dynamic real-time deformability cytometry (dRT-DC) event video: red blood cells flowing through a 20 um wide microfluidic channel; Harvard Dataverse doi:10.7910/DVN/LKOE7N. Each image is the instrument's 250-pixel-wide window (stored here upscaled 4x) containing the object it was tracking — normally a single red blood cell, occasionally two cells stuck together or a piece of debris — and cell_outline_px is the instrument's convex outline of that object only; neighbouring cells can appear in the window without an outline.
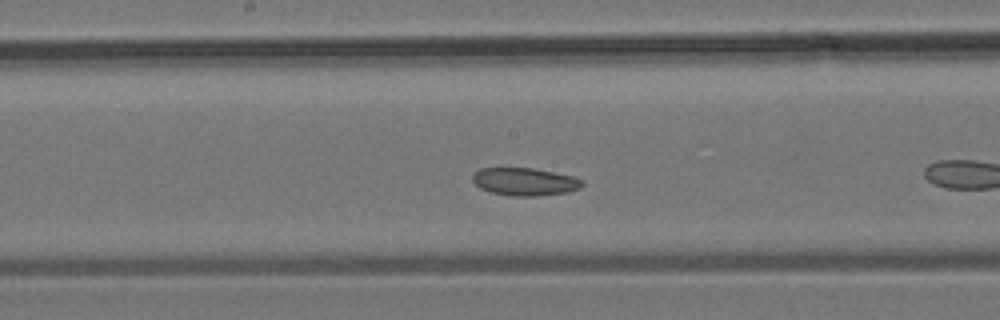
{"species": "common noctule bat (a hibernating species)", "species_latin": "Nyctalus noctula", "temperature_condition": "room temperature", "stored_images_in_passage": 28, "camera_frame_rate_fps": 3000, "um_per_image_px": 0.085, "animal": {"sex": "male", "body_mass_g": 19.2, "forearm_length_mm": 51.8}, "frame": {"image": 1, "passage_image": 9, "time_ms": 2.667, "image_size_px": [1000, 320], "cell_outline_px": [[584, 184], [580, 188], [568, 192], [536, 196], [516, 196], [492, 192], [480, 188], [472, 180], [472, 172], [480, 168], [532, 168], [572, 176], [584, 180]], "centroid_in_image_um": [44.6, 15.44], "position_along_channel_um": 203.6, "area_um2": 17.69}}
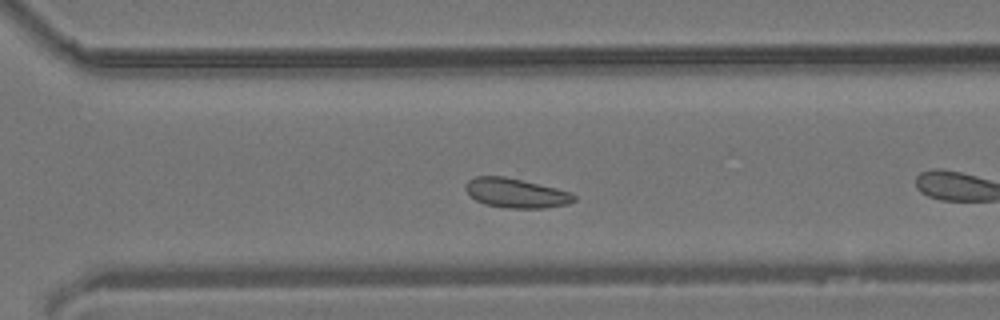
{"frame": {"image": 2, "passage_image": 16, "time_ms": 5.0, "image_size_px": [1000, 320], "cell_outline_px": [[576, 200], [568, 204], [544, 208], [508, 208], [484, 204], [476, 200], [464, 188], [464, 184], [468, 180], [476, 176], [504, 176], [556, 188], [572, 192], [576, 196]], "centroid_in_image_um": [43.86, 16.41], "position_along_channel_um": 326.7, "area_um2": 18.61}}